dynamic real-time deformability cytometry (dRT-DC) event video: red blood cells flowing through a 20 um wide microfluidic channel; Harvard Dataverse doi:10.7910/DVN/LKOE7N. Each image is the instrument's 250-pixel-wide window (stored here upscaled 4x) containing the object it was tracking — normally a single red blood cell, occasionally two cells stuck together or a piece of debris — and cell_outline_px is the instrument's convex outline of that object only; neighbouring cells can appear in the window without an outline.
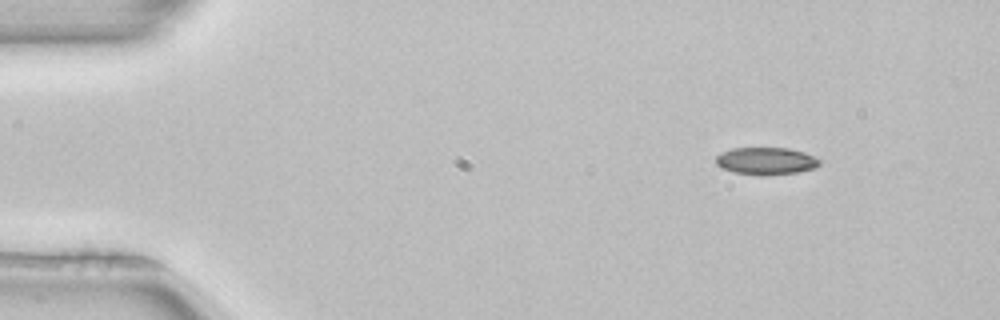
{"species": "common noctule bat (a hibernating species)", "species_latin": "Nyctalus noctula", "temperature_condition": "room temperature", "stored_images_in_passage": 46, "camera_frame_rate_fps": 3000, "um_per_image_px": 0.085, "animal": {"sex": "female", "body_mass_g": 22.7, "forearm_length_mm": 54.2}, "frame": {"image": 1, "passage_image": 1, "time_ms": 0.0, "image_size_px": [1000, 320], "cell_outline_px": [[820, 164], [816, 168], [796, 172], [764, 176], [760, 176], [736, 172], [720, 168], [716, 164], [716, 156], [720, 152], [732, 148], [788, 148], [804, 152], [820, 160]], "centroid_in_image_um": [65.09, 13.69], "position_along_channel_um": 19.9, "area_um2": 16.59}}
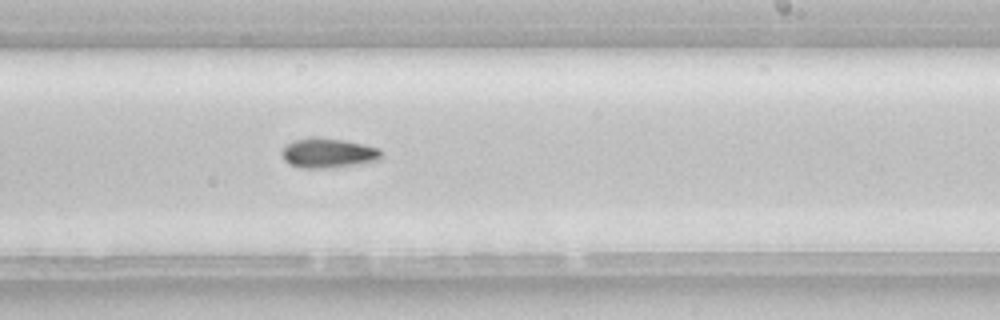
{"frame": {"image": 2, "passage_image": 26, "time_ms": 8.333, "image_size_px": [1000, 320], "cell_outline_px": [[380, 160], [328, 168], [300, 168], [288, 164], [284, 160], [280, 152], [292, 140], [312, 136], [316, 136], [344, 140], [364, 144], [380, 148]], "centroid_in_image_um": [27.84, 12.99], "position_along_channel_um": 261.2, "area_um2": 17.34}}
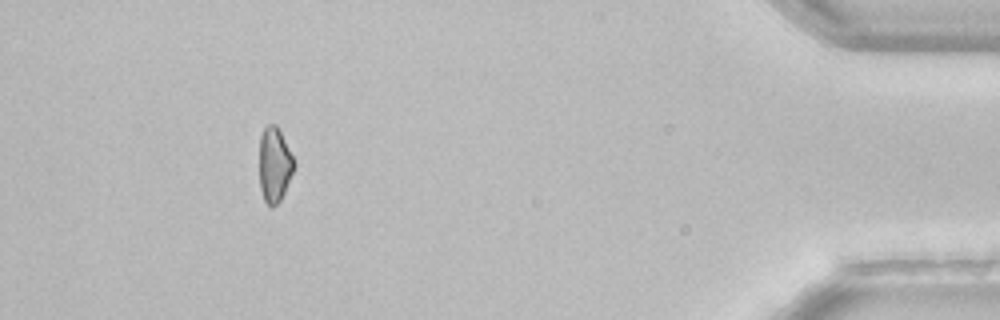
{"frame": {"image": 3, "passage_image": 42, "time_ms": 13.667, "image_size_px": [1000, 320], "cell_outline_px": [[296, 164], [284, 192], [280, 200], [272, 208], [264, 200], [260, 188], [260, 136], [264, 128], [268, 124], [276, 124]], "centroid_in_image_um": [23.32, 14.01], "position_along_channel_um": 411.9, "area_um2": 14.85}, "authors_computed_cell_mechanics": {"area_um2": 16.762, "velocity_mm_per_s": 3.9925, "shape_relaxation_time_tau1_ms": 5.358, "shape_relaxation_time_tau2_ms": null, "deformation_change_tau1": 0.1097, "deformation_change_tau2": null}}